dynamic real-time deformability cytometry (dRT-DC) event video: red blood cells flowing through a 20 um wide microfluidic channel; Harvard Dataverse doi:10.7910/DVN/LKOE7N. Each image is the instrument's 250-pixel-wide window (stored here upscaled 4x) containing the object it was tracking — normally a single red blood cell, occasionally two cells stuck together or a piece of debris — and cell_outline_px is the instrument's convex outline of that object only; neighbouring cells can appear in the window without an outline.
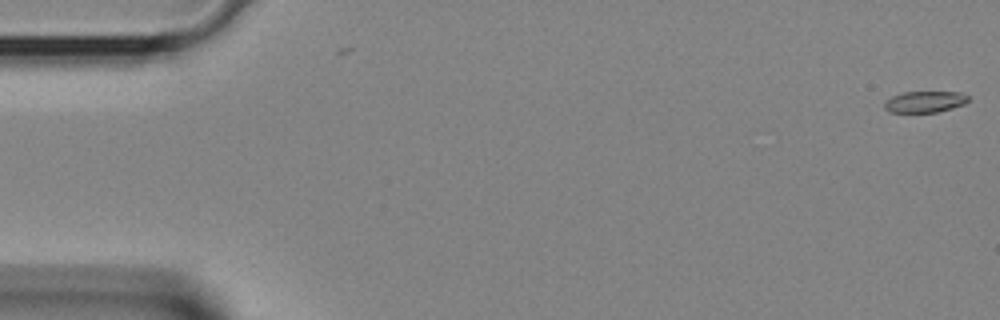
{"species": "Egyptian fruit bat (a non-hibernating species)", "species_latin": "Rousettus aegyptiacus", "temperature_condition": "room temperature", "stored_images_in_passage": 2, "camera_frame_rate_fps": 3000, "um_per_image_px": 0.085, "animal": {"sex": "female"}, "frame": {"image": 1, "passage_image": 2, "time_ms": 0.333, "image_size_px": [1000, 320], "cell_outline_px": [[968, 100], [964, 104], [952, 108], [936, 112], [892, 112], [884, 108], [884, 104], [892, 96], [904, 92], [960, 92], [968, 96]], "centroid_in_image_um": [78.62, 8.65], "position_along_channel_um": 6.4, "area_um2": 10.23}}